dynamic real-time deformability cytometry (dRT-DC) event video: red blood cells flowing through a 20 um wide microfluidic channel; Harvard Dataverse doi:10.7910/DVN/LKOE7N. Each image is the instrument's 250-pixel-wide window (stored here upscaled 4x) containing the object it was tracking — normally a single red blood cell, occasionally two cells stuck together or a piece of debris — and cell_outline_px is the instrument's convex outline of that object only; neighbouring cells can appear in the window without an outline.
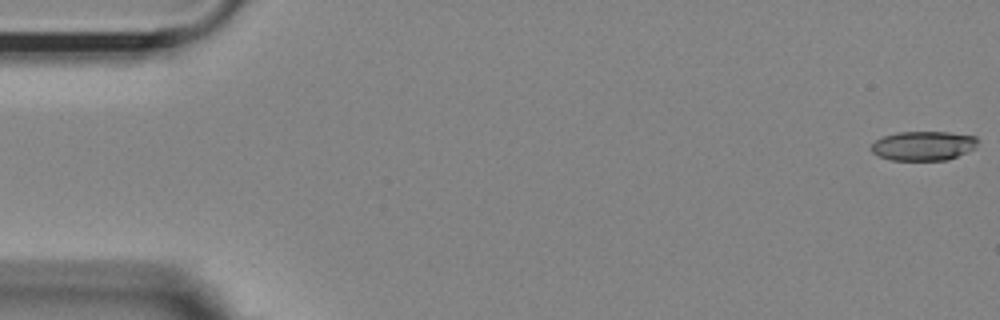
{"species": "Egyptian fruit bat (a non-hibernating species)", "species_latin": "Rousettus aegyptiacus", "temperature_condition": "room temperature", "stored_images_in_passage": 55, "camera_frame_rate_fps": 3000, "um_per_image_px": 0.085, "animal": {"sex": "female"}, "frame": {"image": 1, "passage_image": 1, "time_ms": 0.0, "image_size_px": [1000, 320], "cell_outline_px": [[976, 144], [972, 148], [948, 160], [892, 160], [880, 156], [872, 152], [872, 144], [876, 140], [884, 136], [896, 132], [948, 132], [976, 136]], "centroid_in_image_um": [78.45, 12.38], "position_along_channel_um": 6.6, "area_um2": 17.86}}
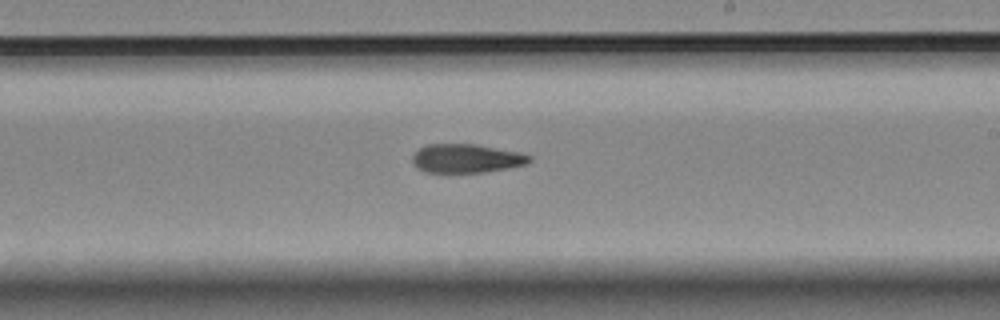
{"frame": {"image": 2, "passage_image": 32, "time_ms": 10.333, "image_size_px": [1000, 320], "cell_outline_px": [[532, 160], [528, 164], [508, 168], [484, 172], [424, 172], [416, 168], [412, 160], [412, 156], [420, 148], [428, 144], [476, 144], [520, 152], [532, 156]], "centroid_in_image_um": [39.67, 13.46], "position_along_channel_um": 249.3, "area_um2": 19.71}}
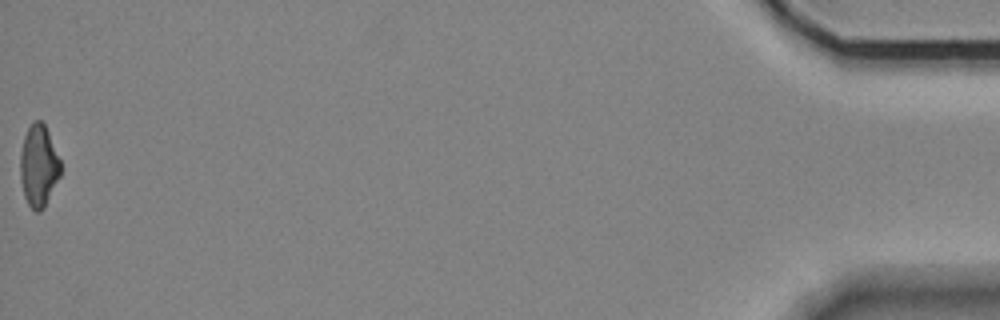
{"frame": {"image": 3, "passage_image": 55, "time_ms": 18.0, "image_size_px": [1000, 320], "cell_outline_px": [[60, 176], [44, 208], [40, 212], [36, 212], [28, 204], [24, 196], [20, 180], [20, 152], [24, 136], [28, 128], [36, 120], [40, 120], [44, 124], [48, 132], [60, 160]], "centroid_in_image_um": [3.27, 14.12], "position_along_channel_um": 431.9, "area_um2": 19.13}, "authors_computed_cell_mechanics": {"area_um2": 19.8832, "velocity_mm_per_s": 3.6652, "shape_relaxation_time_tau1_ms": 8.7373, "shape_relaxation_time_tau2_ms": 9.2784, "deformation_change_tau1": 0.2124, "deformation_change_tau2": 0.2205}}